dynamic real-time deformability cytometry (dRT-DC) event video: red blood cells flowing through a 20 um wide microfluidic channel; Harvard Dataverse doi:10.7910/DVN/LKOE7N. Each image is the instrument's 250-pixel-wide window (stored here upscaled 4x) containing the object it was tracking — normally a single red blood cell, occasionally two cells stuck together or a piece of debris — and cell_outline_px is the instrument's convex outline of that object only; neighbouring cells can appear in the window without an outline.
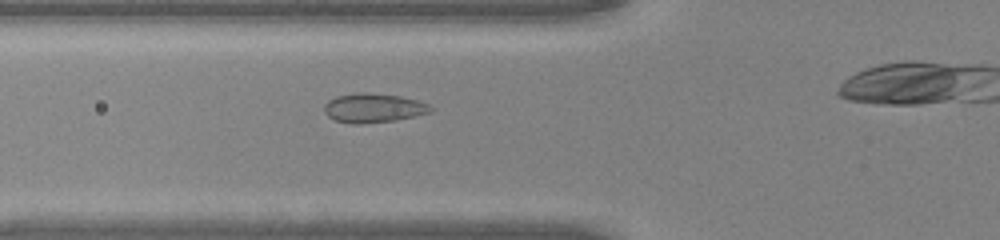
{"species": "common noctule bat (a hibernating species)", "species_latin": "Nyctalus noctula", "temperature_condition": "warm", "stored_images_in_passage": 32, "camera_frame_rate_fps": 3000, "um_per_image_px": 0.085, "animal": {"sex": "male", "body_mass_g": 20.0, "forearm_length_mm": 53.3}, "frame": {"image": 1, "passage_image": 8, "time_ms": 2.333, "image_size_px": [1000, 240], "cell_outline_px": [[436, 108], [432, 112], [416, 116], [396, 120], [360, 124], [352, 124], [336, 120], [328, 116], [324, 112], [324, 104], [328, 100], [336, 96], [360, 92], [364, 92], [400, 96], [416, 100], [428, 104]], "centroid_in_image_um": [31.76, 9.18], "position_along_channel_um": 94.0, "area_um2": 18.21}}
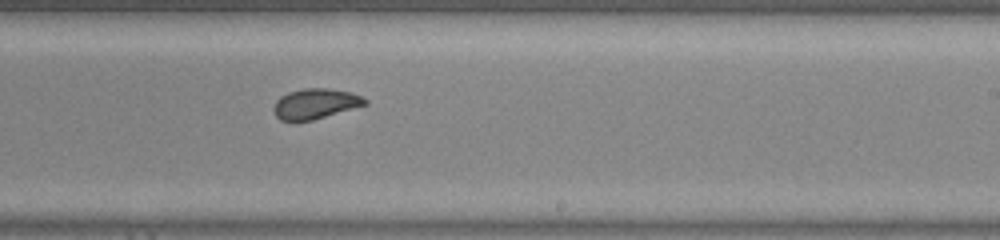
{"frame": {"image": 2, "passage_image": 20, "time_ms": 6.333, "image_size_px": [1000, 240], "cell_outline_px": [[368, 104], [312, 120], [280, 120], [276, 116], [272, 108], [276, 100], [280, 96], [288, 92], [304, 88], [328, 88], [352, 92], [368, 100]], "centroid_in_image_um": [26.8, 8.8], "position_along_channel_um": 262.2, "area_um2": 16.07}}
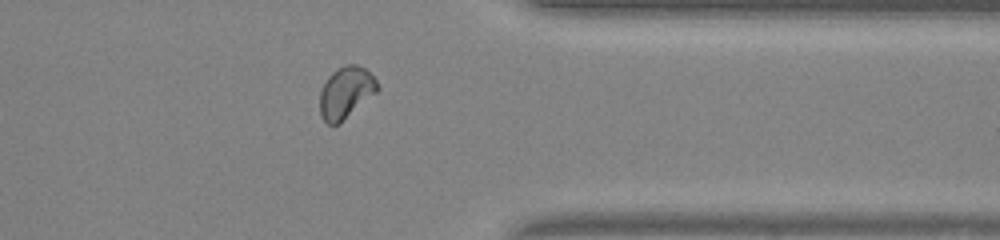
{"frame": {"image": 3, "passage_image": 29, "time_ms": 9.333, "image_size_px": [1000, 240], "cell_outline_px": [[380, 88], [376, 92], [340, 124], [328, 124], [320, 116], [320, 92], [328, 76], [332, 72], [344, 64], [356, 64], [364, 68], [376, 80]], "centroid_in_image_um": [29.39, 7.87], "position_along_channel_um": 382.0, "area_um2": 17.28}}